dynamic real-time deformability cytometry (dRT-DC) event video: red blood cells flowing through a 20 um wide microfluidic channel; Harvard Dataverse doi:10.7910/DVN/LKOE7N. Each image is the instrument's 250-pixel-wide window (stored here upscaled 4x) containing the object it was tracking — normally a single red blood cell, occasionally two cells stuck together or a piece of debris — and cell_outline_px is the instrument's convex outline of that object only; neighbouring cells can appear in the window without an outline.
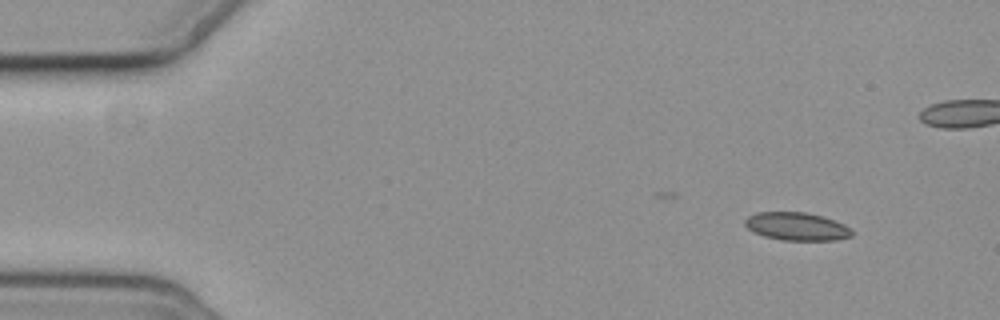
{"species": "common noctule bat (a hibernating species)", "species_latin": "Nyctalus noctula", "temperature_condition": "cold", "stored_images_in_passage": 5, "camera_frame_rate_fps": 3000, "um_per_image_px": 0.085, "animal": {"sex": "female", "body_mass_g": 19.3, "forearm_length_mm": 54.1}, "frame": {"image": 1, "passage_image": 1, "time_ms": 0.0, "image_size_px": [1000, 320], "cell_outline_px": [[852, 236], [836, 240], [780, 240], [764, 236], [748, 228], [744, 224], [744, 220], [748, 216], [756, 212], [804, 212], [820, 216], [844, 224], [852, 232]], "centroid_in_image_um": [67.69, 19.25], "position_along_channel_um": 17.3, "area_um2": 17.22}}